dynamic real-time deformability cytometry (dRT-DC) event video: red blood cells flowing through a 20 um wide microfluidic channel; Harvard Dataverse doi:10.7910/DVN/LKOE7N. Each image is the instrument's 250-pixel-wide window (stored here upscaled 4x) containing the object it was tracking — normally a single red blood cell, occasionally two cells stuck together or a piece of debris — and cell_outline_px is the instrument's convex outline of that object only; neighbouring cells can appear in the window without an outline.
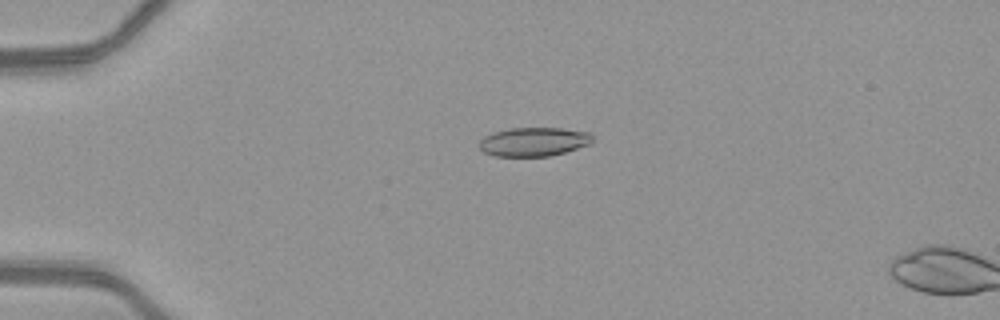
{"species": "common noctule bat (a hibernating species)", "species_latin": "Nyctalus noctula", "temperature_condition": "warm", "stored_images_in_passage": 5, "camera_frame_rate_fps": 3000, "um_per_image_px": 0.085, "animal": {"sex": "female", "body_mass_g": 21.9}, "frame": {"image": 1, "passage_image": 3, "time_ms": 0.667, "image_size_px": [1000, 320], "cell_outline_px": [[592, 140], [588, 144], [564, 152], [548, 156], [496, 156], [484, 152], [480, 148], [480, 140], [484, 136], [492, 132], [512, 128], [560, 128], [592, 132]], "centroid_in_image_um": [45.36, 12.04], "position_along_channel_um": 39.6, "area_um2": 18.9}}